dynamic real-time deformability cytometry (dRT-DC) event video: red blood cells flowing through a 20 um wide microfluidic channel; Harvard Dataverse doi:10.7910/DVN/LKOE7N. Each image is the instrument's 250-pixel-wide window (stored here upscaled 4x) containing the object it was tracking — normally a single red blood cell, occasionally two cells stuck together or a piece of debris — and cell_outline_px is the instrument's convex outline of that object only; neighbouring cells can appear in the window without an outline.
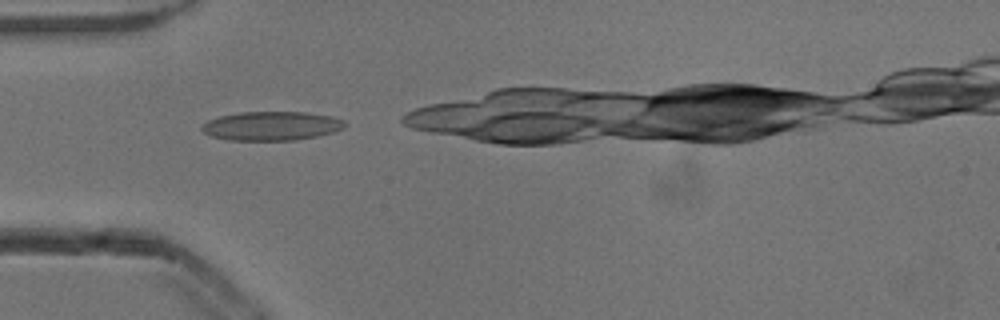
{"species": "common noctule bat (a hibernating species)", "species_latin": "Nyctalus noctula", "temperature_condition": "cold", "stored_images_in_passage": 19, "camera_frame_rate_fps": 3000, "um_per_image_px": 0.085, "animal": {"sex": "male", "body_mass_g": 13.3}, "frame": {"image": 1, "passage_image": 1, "time_ms": 0.0, "image_size_px": [1000, 320], "cell_outline_px": [[348, 124], [344, 128], [332, 132], [316, 136], [296, 140], [228, 140], [212, 136], [204, 132], [200, 128], [200, 124], [208, 120], [220, 116], [240, 112], [308, 112], [332, 116], [344, 120]], "centroid_in_image_um": [23.08, 10.7], "position_along_channel_um": 61.9, "area_um2": 24.28}}
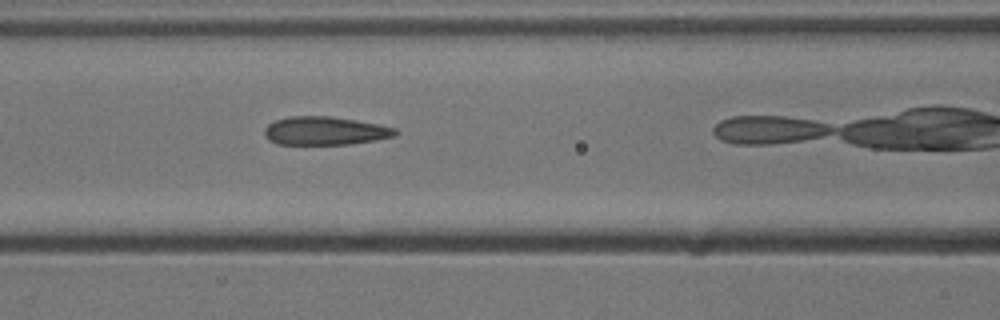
{"frame": {"image": 2, "passage_image": 7, "time_ms": 2.0, "image_size_px": [1000, 320], "cell_outline_px": [[396, 132], [392, 136], [376, 140], [348, 144], [276, 144], [268, 140], [264, 136], [264, 128], [268, 124], [276, 120], [288, 116], [332, 116], [356, 120], [396, 128]], "centroid_in_image_um": [27.55, 11.12], "position_along_channel_um": 139.0, "area_um2": 21.56}}
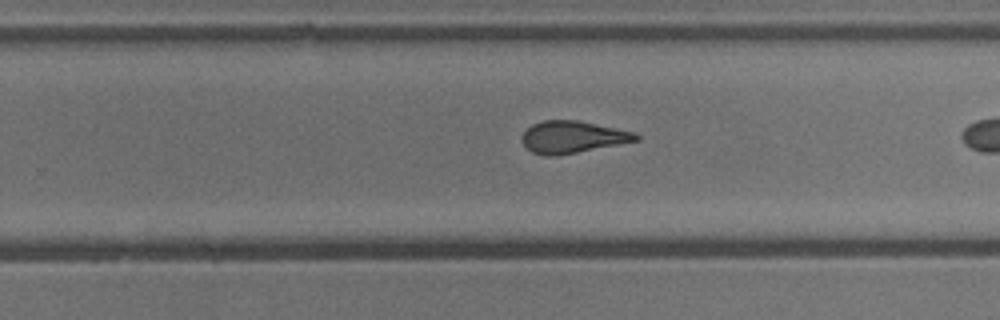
{"frame": {"image": 3, "passage_image": 18, "time_ms": 5.667, "image_size_px": [1000, 320], "cell_outline_px": [[640, 140], [556, 156], [544, 156], [532, 152], [524, 144], [524, 132], [532, 124], [544, 120], [576, 120], [636, 132], [640, 136]], "centroid_in_image_um": [48.7, 11.65], "position_along_channel_um": 281.1, "area_um2": 21.04}}